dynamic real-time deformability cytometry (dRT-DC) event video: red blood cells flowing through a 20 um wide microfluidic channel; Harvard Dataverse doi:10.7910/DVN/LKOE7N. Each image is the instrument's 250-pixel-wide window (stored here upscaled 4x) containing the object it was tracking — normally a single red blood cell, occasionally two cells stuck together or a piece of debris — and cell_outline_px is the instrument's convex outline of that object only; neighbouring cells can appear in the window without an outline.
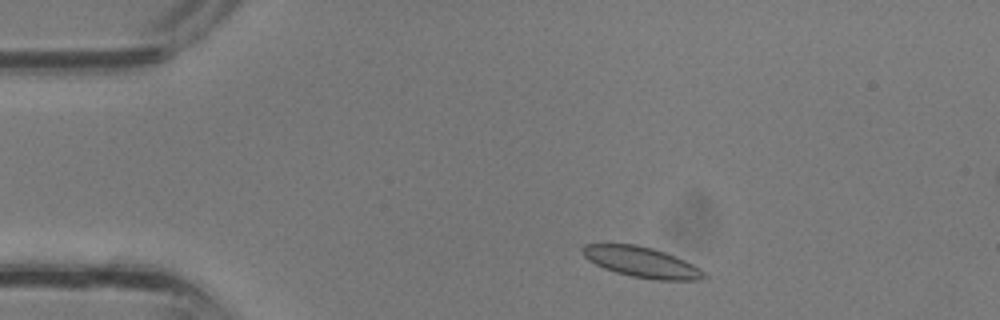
{"species": "common noctule bat (a hibernating species)", "species_latin": "Nyctalus noctula", "temperature_condition": "room temperature", "stored_images_in_passage": 31, "camera_frame_rate_fps": 3000, "um_per_image_px": 0.085, "animal": {"sex": "male", "body_mass_g": 13.3}, "frame": {"image": 1, "passage_image": 2, "time_ms": 0.333, "image_size_px": [1000, 320], "cell_outline_px": [[708, 276], [700, 280], [656, 280], [632, 276], [616, 272], [604, 268], [588, 260], [584, 256], [580, 248], [584, 244], [636, 244], [652, 248], [676, 256], [700, 268]], "centroid_in_image_um": [54.54, 22.28], "position_along_channel_um": 30.5, "area_um2": 21.56}}
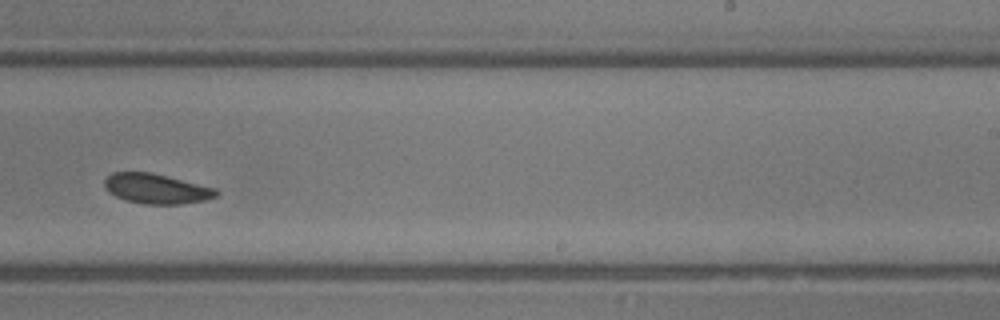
{"frame": {"image": 2, "passage_image": 18, "time_ms": 5.667, "image_size_px": [1000, 320], "cell_outline_px": [[220, 192], [216, 196], [204, 200], [180, 204], [144, 204], [124, 200], [108, 192], [104, 184], [104, 180], [112, 172], [152, 172], [216, 188]], "centroid_in_image_um": [13.28, 16.03], "position_along_channel_um": 275.7, "area_um2": 19.54}}
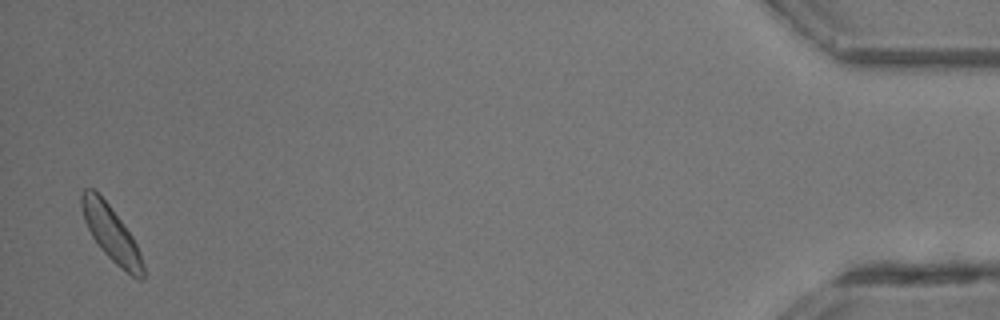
{"frame": {"image": 3, "passage_image": 31, "time_ms": 10.0, "image_size_px": [1000, 320], "cell_outline_px": [[144, 276], [140, 280], [132, 276], [120, 268], [100, 248], [92, 236], [84, 220], [80, 204], [80, 192], [84, 188], [92, 188], [108, 204], [132, 236], [140, 252], [144, 268]], "centroid_in_image_um": [9.43, 19.85], "position_along_channel_um": 425.8, "area_um2": 19.48}}